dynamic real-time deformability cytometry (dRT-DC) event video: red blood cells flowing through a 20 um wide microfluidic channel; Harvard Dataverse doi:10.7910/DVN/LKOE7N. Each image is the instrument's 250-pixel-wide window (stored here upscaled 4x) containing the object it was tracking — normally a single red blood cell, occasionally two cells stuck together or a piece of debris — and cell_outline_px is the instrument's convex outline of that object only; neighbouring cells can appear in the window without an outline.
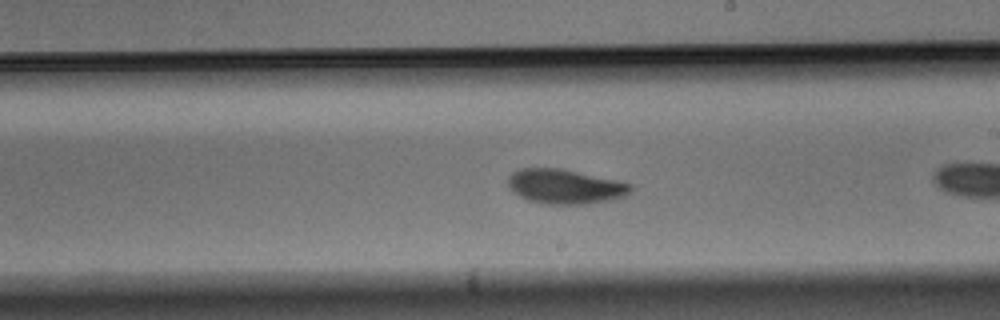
{"species": "Egyptian fruit bat (a non-hibernating species)", "species_latin": "Rousettus aegyptiacus", "temperature_condition": "warm", "stored_images_in_passage": 27, "camera_frame_rate_fps": 3000, "um_per_image_px": 0.085, "animal": {"sex": "male"}, "frame": {"image": 1, "passage_image": 16, "time_ms": 5.0, "image_size_px": [1000, 320], "cell_outline_px": [[632, 192], [624, 196], [608, 200], [584, 204], [544, 204], [528, 200], [512, 192], [508, 184], [508, 176], [512, 172], [520, 168], [560, 168], [616, 180], [632, 184]], "centroid_in_image_um": [48.0, 15.85], "position_along_channel_um": 241.0, "area_um2": 24.68}}
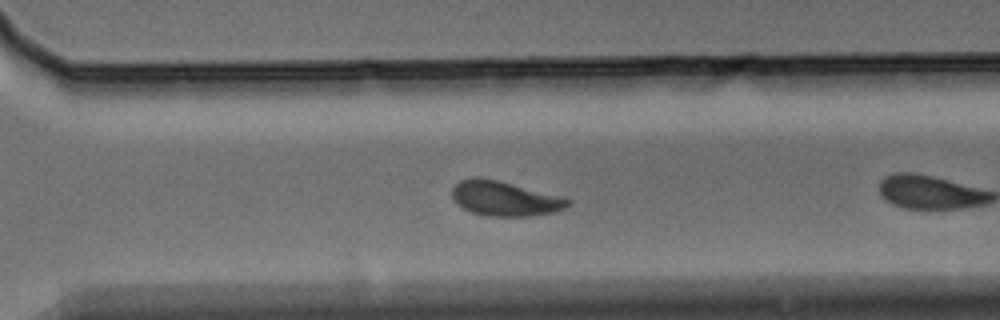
{"frame": {"image": 2, "passage_image": 23, "time_ms": 7.333, "image_size_px": [1000, 320], "cell_outline_px": [[572, 204], [556, 212], [528, 216], [488, 216], [472, 212], [456, 204], [452, 200], [452, 188], [460, 180], [472, 176], [476, 176], [496, 180], [560, 196], [572, 200]], "centroid_in_image_um": [42.88, 16.88], "position_along_channel_um": 327.7, "area_um2": 23.41}}